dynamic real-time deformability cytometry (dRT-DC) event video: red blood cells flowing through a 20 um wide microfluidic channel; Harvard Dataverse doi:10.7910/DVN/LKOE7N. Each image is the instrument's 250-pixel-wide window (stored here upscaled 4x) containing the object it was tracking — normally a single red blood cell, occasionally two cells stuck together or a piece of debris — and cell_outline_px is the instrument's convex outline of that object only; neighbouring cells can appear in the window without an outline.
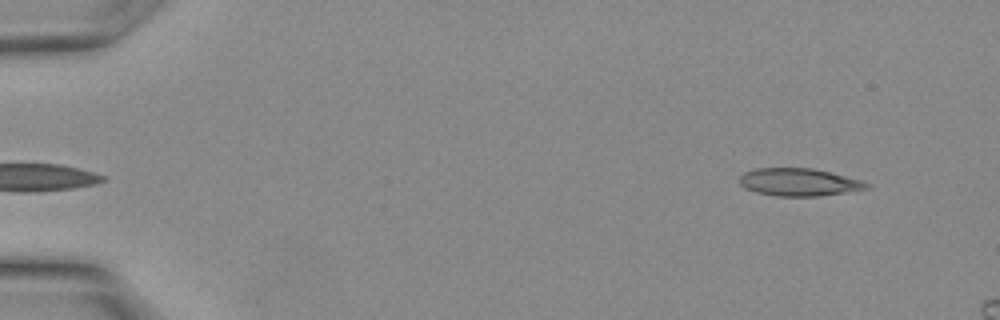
{"species": "Egyptian fruit bat (a non-hibernating species)", "species_latin": "Rousettus aegyptiacus", "temperature_condition": "warm", "stored_images_in_passage": 7, "camera_frame_rate_fps": 3000, "um_per_image_px": 0.085, "animal": {"sex": "female"}, "frame": {"image": 1, "passage_image": 1, "time_ms": 0.0, "image_size_px": [1000, 320], "cell_outline_px": [[868, 188], [820, 196], [776, 196], [756, 192], [740, 184], [740, 176], [744, 172], [756, 168], [812, 168], [860, 180], [868, 184]], "centroid_in_image_um": [67.86, 15.48], "position_along_channel_um": 17.1, "area_um2": 20.06}}